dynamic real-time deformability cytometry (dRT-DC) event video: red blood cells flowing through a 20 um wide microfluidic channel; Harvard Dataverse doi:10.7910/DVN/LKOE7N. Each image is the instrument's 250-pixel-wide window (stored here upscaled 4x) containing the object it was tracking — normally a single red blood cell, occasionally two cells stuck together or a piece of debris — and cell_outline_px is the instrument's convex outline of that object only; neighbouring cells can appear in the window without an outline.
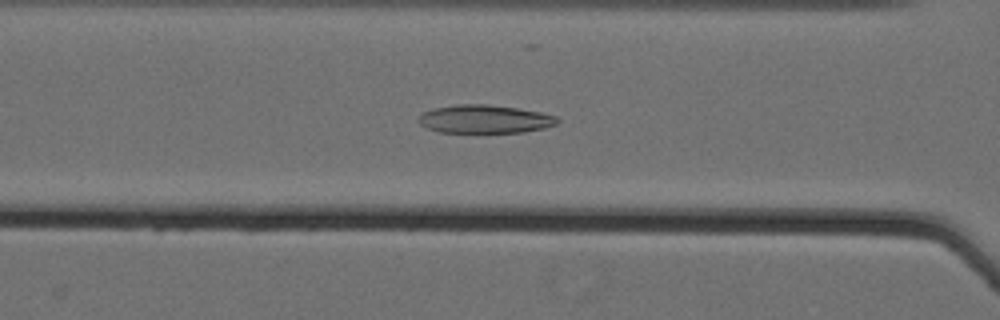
{"species": "Egyptian fruit bat (a non-hibernating species)", "species_latin": "Rousettus aegyptiacus", "temperature_condition": "cold", "stored_images_in_passage": 37, "camera_frame_rate_fps": 3000, "um_per_image_px": 0.085, "animal": {"sex": "female"}, "frame": {"image": 1, "passage_image": 30, "time_ms": 9.667, "image_size_px": [1000, 320], "cell_outline_px": [[560, 120], [556, 124], [544, 128], [524, 132], [476, 136], [440, 132], [428, 128], [420, 124], [416, 120], [424, 112], [432, 108], [456, 104], [488, 104], [516, 108], [540, 112], [556, 116]], "centroid_in_image_um": [41.17, 10.18], "position_along_channel_um": 125.4, "area_um2": 24.04}}
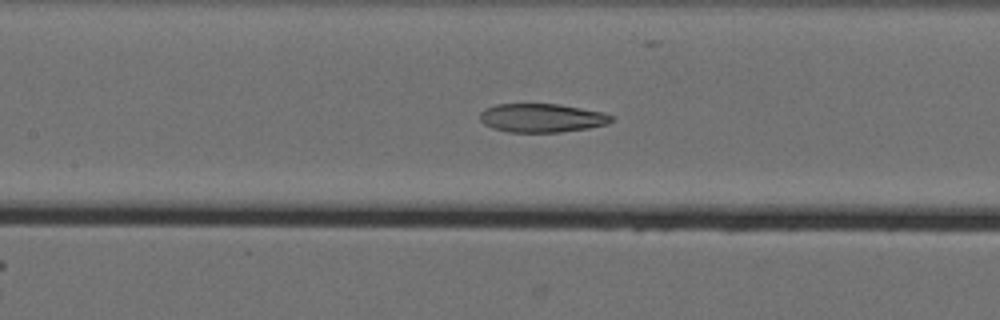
{"frame": {"image": 2, "passage_image": 33, "time_ms": 10.667, "image_size_px": [1000, 320], "cell_outline_px": [[616, 116], [608, 124], [588, 128], [560, 132], [508, 132], [492, 128], [484, 124], [480, 120], [480, 112], [484, 108], [496, 104], [560, 104], [604, 112]], "centroid_in_image_um": [46.07, 10.02], "position_along_channel_um": 161.3, "area_um2": 22.2}}
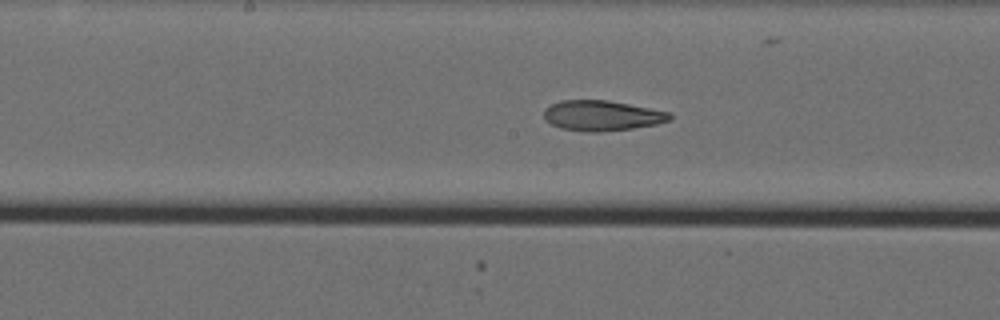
{"frame": {"image": 3, "passage_image": 36, "time_ms": 11.667, "image_size_px": [1000, 320], "cell_outline_px": [[672, 120], [656, 124], [632, 128], [600, 132], [584, 132], [560, 128], [544, 120], [544, 108], [560, 100], [608, 100], [672, 112]], "centroid_in_image_um": [51.17, 9.82], "position_along_channel_um": 197.0, "area_um2": 22.43}}